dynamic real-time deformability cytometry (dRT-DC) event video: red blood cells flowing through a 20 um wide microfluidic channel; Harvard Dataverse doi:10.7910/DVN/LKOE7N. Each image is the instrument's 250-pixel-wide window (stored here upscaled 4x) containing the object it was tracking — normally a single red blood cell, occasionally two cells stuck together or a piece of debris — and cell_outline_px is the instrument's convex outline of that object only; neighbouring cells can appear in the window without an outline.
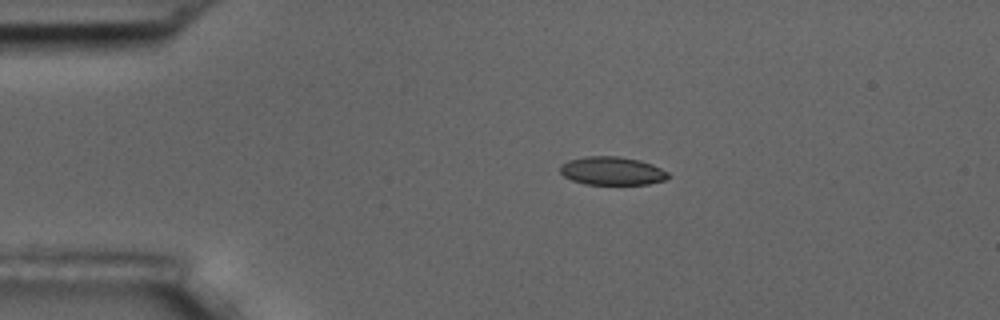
{"species": "common noctule bat (a hibernating species)", "species_latin": "Nyctalus noctula", "temperature_condition": "room temperature", "stored_images_in_passage": 4, "camera_frame_rate_fps": 3000, "um_per_image_px": 0.085, "animal": {"sex": "male", "body_mass_g": 17.5, "forearm_length_mm": 52.3}, "frame": {"image": 1, "passage_image": 2, "time_ms": 1.0, "image_size_px": [1000, 320], "cell_outline_px": [[668, 176], [664, 180], [648, 184], [584, 184], [572, 180], [564, 176], [560, 172], [560, 164], [568, 160], [584, 156], [616, 156], [640, 160], [652, 164], [668, 172]], "centroid_in_image_um": [51.98, 14.52], "position_along_channel_um": 33.0, "area_um2": 17.8}}
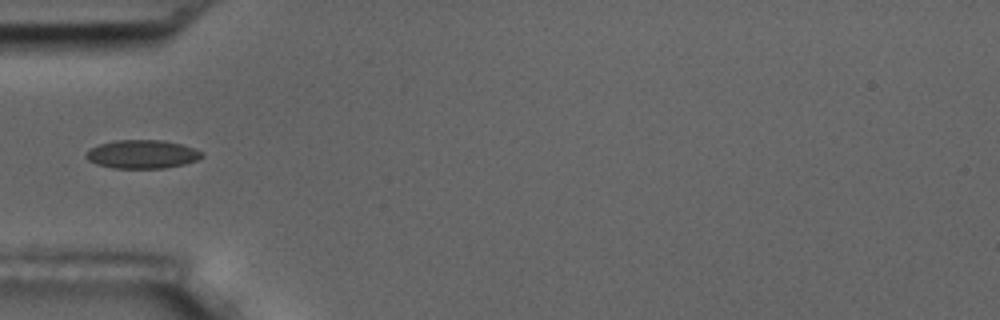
{"frame": {"image": 2, "passage_image": 4, "time_ms": 3.333, "image_size_px": [1000, 320], "cell_outline_px": [[204, 156], [196, 160], [184, 164], [164, 168], [112, 168], [96, 164], [88, 160], [84, 156], [84, 152], [100, 144], [116, 140], [164, 140], [196, 148], [204, 152]], "centroid_in_image_um": [12.09, 13.11], "position_along_channel_um": 72.9, "area_um2": 19.36}}